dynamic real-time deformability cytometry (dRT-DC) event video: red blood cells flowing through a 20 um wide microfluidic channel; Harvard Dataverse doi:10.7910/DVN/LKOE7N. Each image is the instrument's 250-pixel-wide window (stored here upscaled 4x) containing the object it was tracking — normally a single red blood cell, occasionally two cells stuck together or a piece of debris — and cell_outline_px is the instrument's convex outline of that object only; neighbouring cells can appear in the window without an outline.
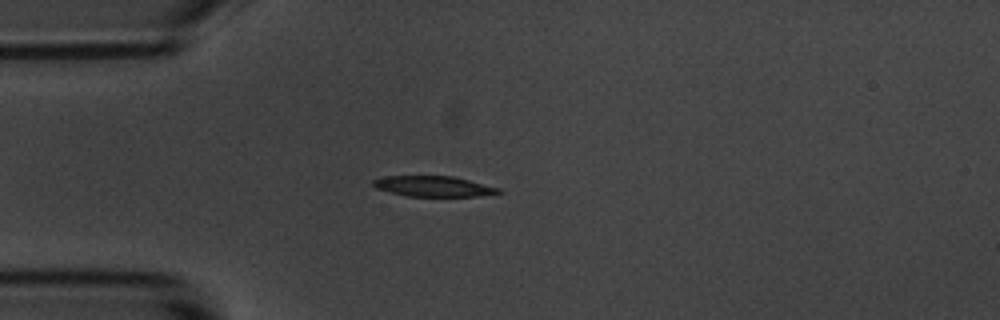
{"species": "common noctule bat (a hibernating species)", "species_latin": "Nyctalus noctula", "temperature_condition": "room temperature", "stored_images_in_passage": 7, "camera_frame_rate_fps": 3000, "um_per_image_px": 0.085, "animal": {"sex": "male", "body_mass_g": 20.1, "forearm_length_mm": 53.5}, "frame": {"image": 1, "passage_image": 4, "time_ms": 3.333, "image_size_px": [1000, 320], "cell_outline_px": [[504, 192], [476, 196], [408, 196], [376, 188], [372, 184], [372, 180], [384, 176], [452, 176], [500, 188]], "centroid_in_image_um": [36.84, 15.83], "position_along_channel_um": 48.2, "area_um2": 14.8}}
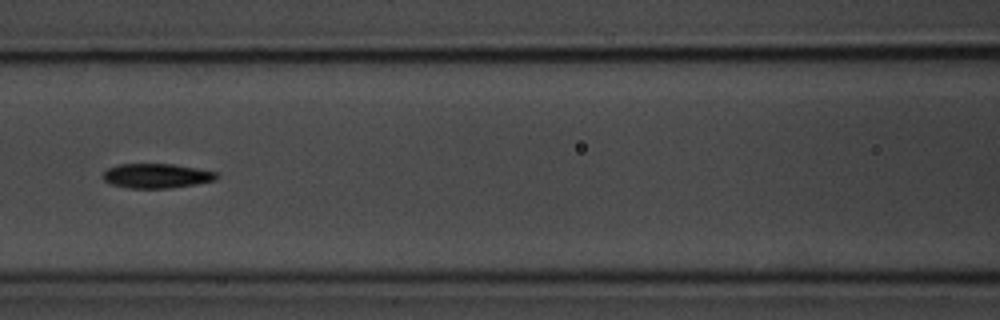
{"frame": {"image": 2, "passage_image": 7, "time_ms": 6.667, "image_size_px": [1000, 320], "cell_outline_px": [[220, 176], [216, 180], [168, 188], [128, 188], [112, 184], [104, 180], [104, 172], [108, 168], [120, 164], [172, 164], [196, 168], [216, 172]], "centroid_in_image_um": [13.32, 14.94], "position_along_channel_um": 153.3, "area_um2": 16.01}}